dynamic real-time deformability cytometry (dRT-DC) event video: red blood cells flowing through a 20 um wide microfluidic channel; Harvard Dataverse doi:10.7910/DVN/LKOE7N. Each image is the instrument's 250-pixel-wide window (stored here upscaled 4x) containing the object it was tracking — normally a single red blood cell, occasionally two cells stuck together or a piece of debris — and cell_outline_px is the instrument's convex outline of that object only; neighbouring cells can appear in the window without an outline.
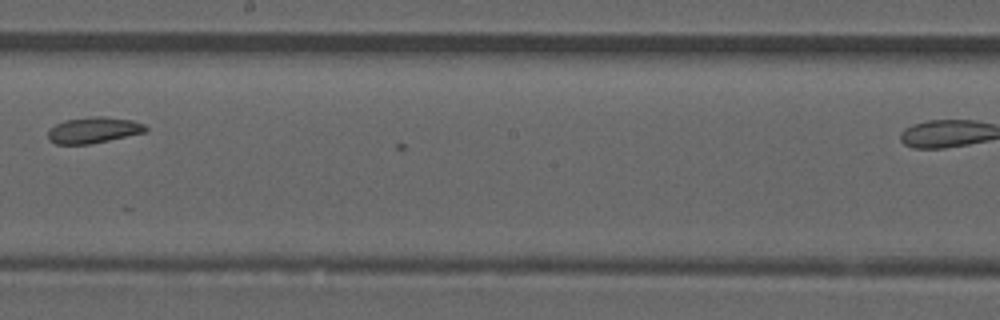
{"species": "common noctule bat (a hibernating species)", "species_latin": "Nyctalus noctula", "temperature_condition": "room temperature", "stored_images_in_passage": 9, "camera_frame_rate_fps": 3000, "um_per_image_px": 0.085, "animal": {"sex": "male", "forearm_length_mm": 52.5}, "frame": {"image": 1, "passage_image": 8, "time_ms": 2.333, "image_size_px": [1000, 320], "cell_outline_px": [[148, 128], [144, 132], [108, 140], [88, 144], [56, 144], [48, 140], [48, 132], [56, 124], [64, 120], [88, 116], [104, 116], [132, 120], [144, 124]], "centroid_in_image_um": [7.93, 11.04], "position_along_channel_um": 240.3, "area_um2": 14.74}}